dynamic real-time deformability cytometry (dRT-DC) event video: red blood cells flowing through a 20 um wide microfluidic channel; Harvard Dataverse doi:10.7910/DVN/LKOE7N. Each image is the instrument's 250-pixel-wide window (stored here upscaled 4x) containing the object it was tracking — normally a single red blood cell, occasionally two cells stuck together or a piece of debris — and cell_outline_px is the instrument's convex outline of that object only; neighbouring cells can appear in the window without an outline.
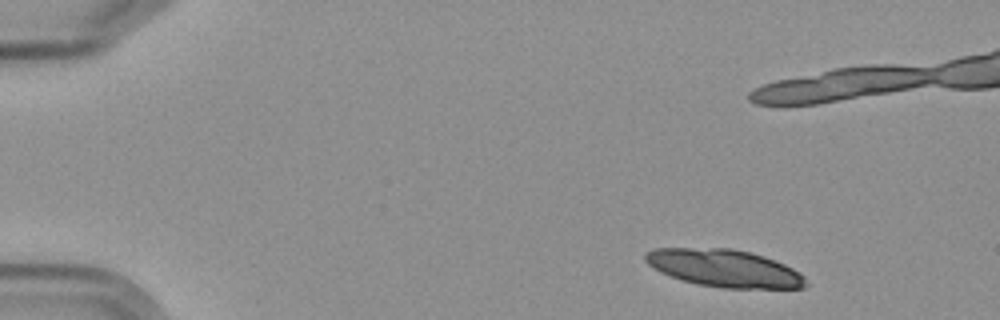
{"species": "Egyptian fruit bat (a non-hibernating species)", "species_latin": "Rousettus aegyptiacus", "temperature_condition": "cold", "stored_images_in_passage": 4, "camera_frame_rate_fps": 3000, "um_per_image_px": 0.085, "frame": {"image": 1, "passage_image": 1, "time_ms": 0.0, "image_size_px": [1000, 320], "cell_outline_px": [[808, 284], [804, 288], [720, 288], [696, 284], [680, 280], [660, 272], [648, 264], [644, 260], [644, 252], [652, 248], [732, 248], [764, 256], [784, 264], [800, 272], [804, 276]], "centroid_in_image_um": [61.54, 22.8], "position_along_channel_um": 23.5, "area_um2": 35.32}}